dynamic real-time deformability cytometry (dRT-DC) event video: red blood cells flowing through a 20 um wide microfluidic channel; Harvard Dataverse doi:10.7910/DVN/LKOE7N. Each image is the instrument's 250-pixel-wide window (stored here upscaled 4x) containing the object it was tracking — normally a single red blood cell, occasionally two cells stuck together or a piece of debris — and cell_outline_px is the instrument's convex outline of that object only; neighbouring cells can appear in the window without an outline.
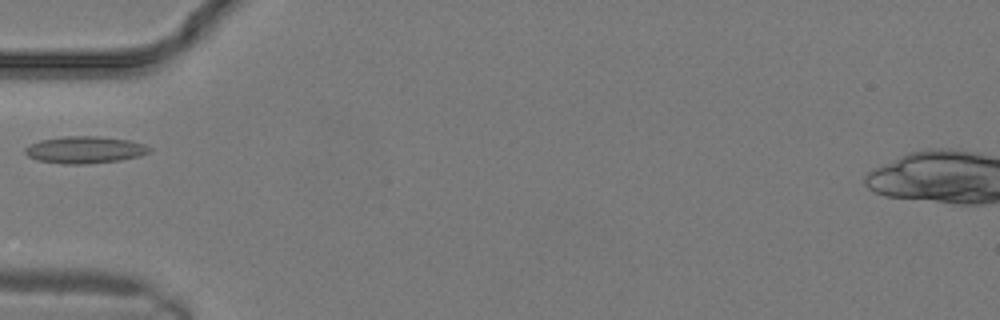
{"species": "common noctule bat (a hibernating species)", "species_latin": "Nyctalus noctula", "temperature_condition": "warm", "stored_images_in_passage": 6, "camera_frame_rate_fps": 3000, "um_per_image_px": 0.085, "animal": {"sex": "male", "body_mass_g": 19.2, "forearm_length_mm": 51.8}, "frame": {"image": 1, "passage_image": 2, "time_ms": 0.333, "image_size_px": [1000, 320], "cell_outline_px": [[152, 152], [140, 156], [120, 160], [88, 164], [64, 164], [36, 160], [28, 156], [24, 152], [24, 148], [40, 140], [64, 136], [100, 136], [128, 140], [144, 144], [152, 148]], "centroid_in_image_um": [7.23, 12.74], "position_along_channel_um": 77.8, "area_um2": 19.71}}
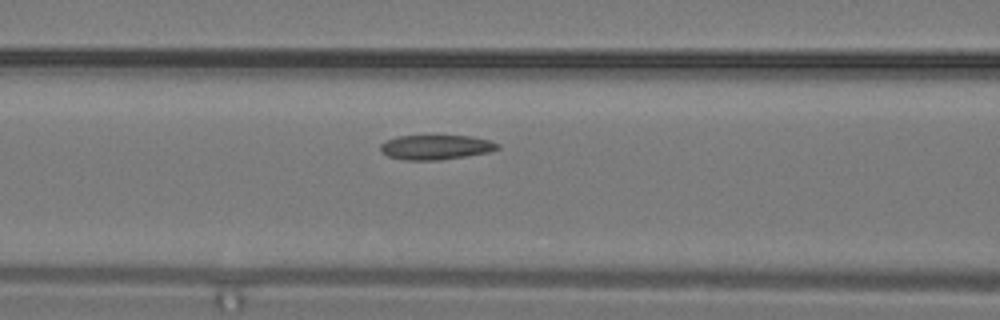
{"frame": {"image": 2, "passage_image": 4, "time_ms": 1.0, "image_size_px": [1000, 320], "cell_outline_px": [[500, 148], [488, 152], [468, 156], [440, 160], [404, 160], [388, 156], [380, 152], [380, 144], [384, 140], [396, 136], [472, 136], [488, 140], [500, 144]], "centroid_in_image_um": [37.01, 12.51], "position_along_channel_um": 129.6, "area_um2": 16.99}}
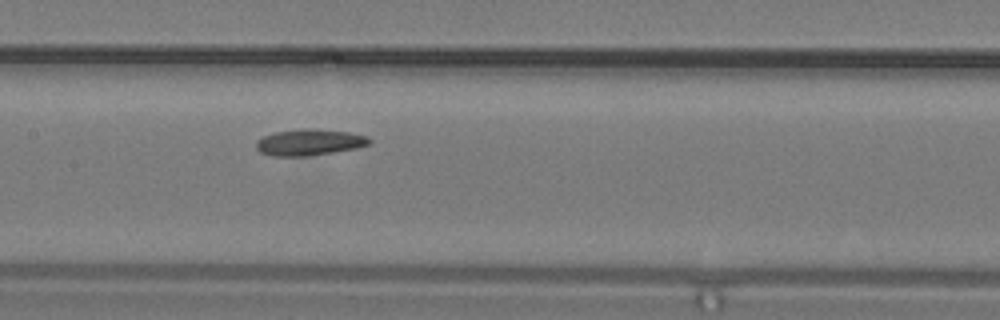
{"frame": {"image": 3, "passage_image": 6, "time_ms": 1.667, "image_size_px": [1000, 320], "cell_outline_px": [[372, 140], [368, 144], [356, 148], [308, 156], [272, 156], [260, 152], [256, 148], [256, 140], [264, 136], [276, 132], [304, 128], [312, 128], [348, 132], [368, 136]], "centroid_in_image_um": [26.28, 12.09], "position_along_channel_um": 181.1, "area_um2": 17.28}}